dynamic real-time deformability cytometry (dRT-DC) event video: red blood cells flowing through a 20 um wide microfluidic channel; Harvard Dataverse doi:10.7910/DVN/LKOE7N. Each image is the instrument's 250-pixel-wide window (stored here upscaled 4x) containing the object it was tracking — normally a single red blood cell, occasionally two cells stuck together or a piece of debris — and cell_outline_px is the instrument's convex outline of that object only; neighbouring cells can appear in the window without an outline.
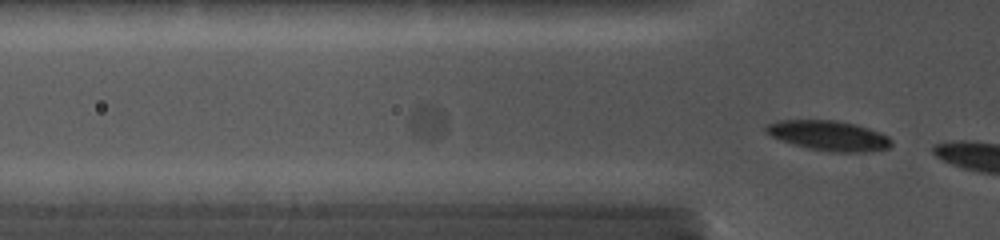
{"species": "common noctule bat (a hibernating species)", "species_latin": "Nyctalus noctula", "temperature_condition": "cold", "stored_images_in_passage": 13, "camera_frame_rate_fps": 5000, "um_per_image_px": 0.085, "animal": {"sex": "female", "body_mass_g": 19.0, "forearm_length_mm": 56.7}, "frame": {"image": 1, "passage_image": 13, "time_ms": 4.6, "image_size_px": [1000, 240], "cell_outline_px": [[892, 144], [888, 148], [868, 152], [828, 152], [808, 148], [792, 144], [768, 136], [764, 132], [764, 124], [780, 120], [836, 120], [856, 124], [880, 132], [888, 136], [892, 140]], "centroid_in_image_um": [70.4, 11.53], "position_along_channel_um": 55.4, "area_um2": 22.31}}